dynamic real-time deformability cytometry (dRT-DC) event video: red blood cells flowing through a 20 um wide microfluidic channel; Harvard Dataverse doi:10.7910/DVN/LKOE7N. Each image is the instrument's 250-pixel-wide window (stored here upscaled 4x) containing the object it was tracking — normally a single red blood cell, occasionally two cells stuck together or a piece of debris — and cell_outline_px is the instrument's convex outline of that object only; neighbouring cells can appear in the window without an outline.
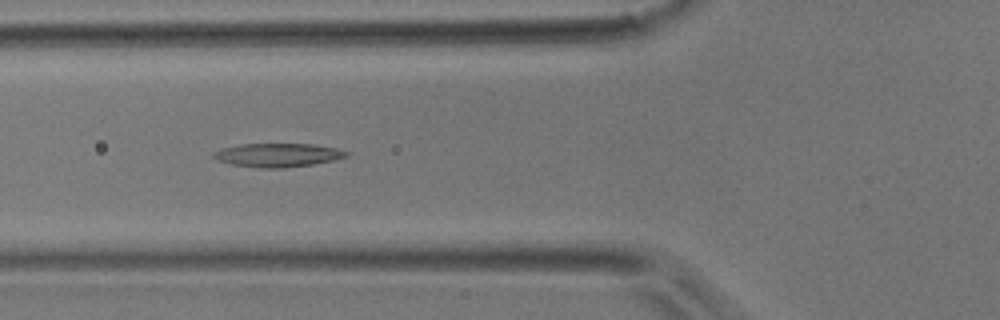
{"species": "common noctule bat (a hibernating species)", "species_latin": "Nyctalus noctula", "temperature_condition": "room temperature", "stored_images_in_passage": 29, "camera_frame_rate_fps": 3000, "um_per_image_px": 0.085, "animal": {"sex": "male", "body_mass_g": 17.9}, "frame": {"image": 1, "passage_image": 4, "time_ms": 1.0, "image_size_px": [1000, 320], "cell_outline_px": [[348, 156], [336, 160], [312, 164], [284, 168], [260, 168], [232, 164], [220, 160], [212, 156], [212, 152], [220, 148], [240, 144], [312, 144], [336, 148], [348, 152]], "centroid_in_image_um": [23.61, 13.18], "position_along_channel_um": 102.2, "area_um2": 18.26}}
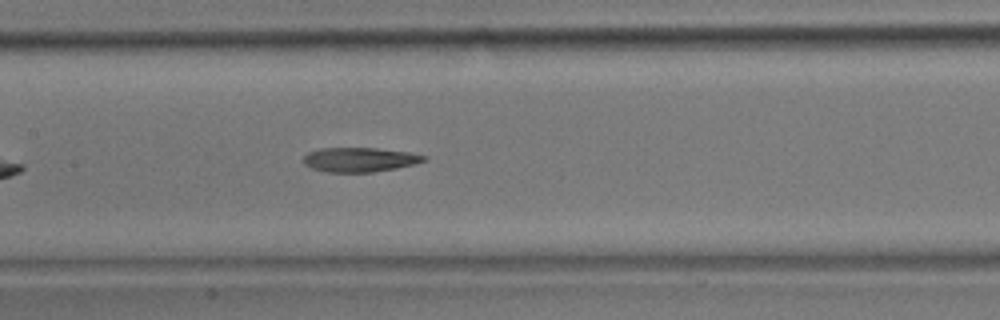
{"frame": {"image": 2, "passage_image": 9, "time_ms": 2.667, "image_size_px": [1000, 320], "cell_outline_px": [[428, 160], [396, 168], [372, 172], [328, 172], [312, 168], [304, 164], [304, 156], [308, 152], [320, 148], [376, 148], [408, 152], [428, 156]], "centroid_in_image_um": [30.58, 13.56], "position_along_channel_um": 176.8, "area_um2": 17.05}}
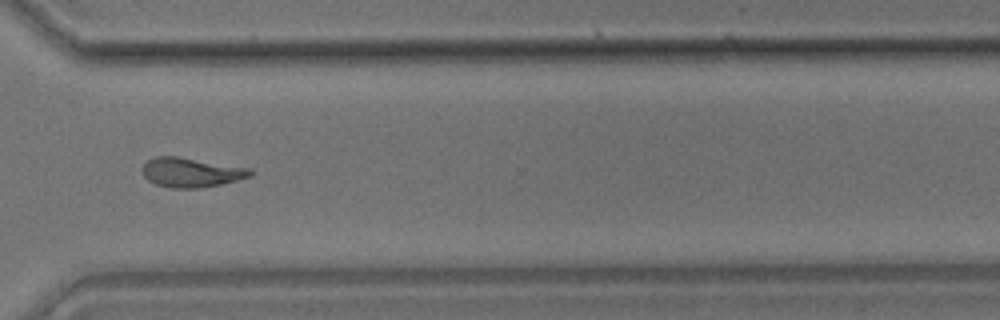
{"frame": {"image": 3, "passage_image": 21, "time_ms": 6.667, "image_size_px": [1000, 320], "cell_outline_px": [[252, 176], [220, 184], [200, 188], [168, 188], [156, 184], [148, 180], [144, 176], [140, 168], [152, 156], [176, 156], [252, 168]], "centroid_in_image_um": [16.22, 14.65], "position_along_channel_um": 354.4, "area_um2": 18.67}}